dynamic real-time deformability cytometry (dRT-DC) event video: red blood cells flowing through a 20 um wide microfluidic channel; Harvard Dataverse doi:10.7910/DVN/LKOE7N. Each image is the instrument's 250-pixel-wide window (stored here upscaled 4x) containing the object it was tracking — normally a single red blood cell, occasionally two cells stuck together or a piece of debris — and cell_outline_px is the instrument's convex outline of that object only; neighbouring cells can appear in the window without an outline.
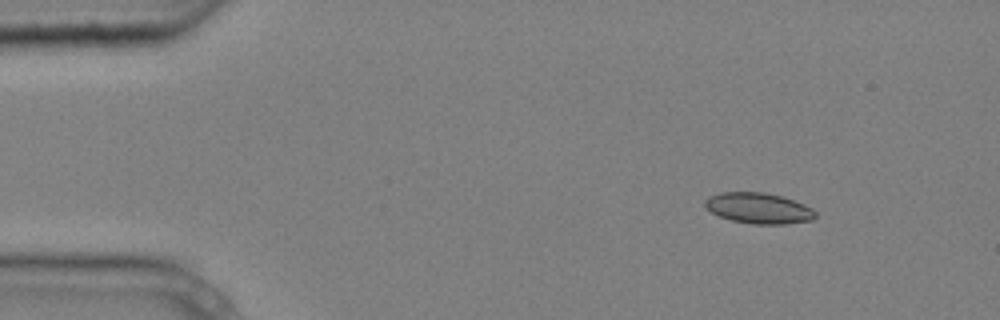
{"species": "common noctule bat (a hibernating species)", "species_latin": "Nyctalus noctula", "temperature_condition": "cold", "stored_images_in_passage": 5, "camera_frame_rate_fps": 3000, "um_per_image_px": 0.085, "animal": {"sex": "male", "body_mass_g": 20.4}, "frame": {"image": 1, "passage_image": 2, "time_ms": 0.333, "image_size_px": [1000, 320], "cell_outline_px": [[816, 216], [812, 220], [784, 224], [752, 224], [732, 220], [720, 216], [712, 212], [704, 204], [704, 200], [720, 192], [764, 192], [784, 196], [804, 204], [812, 208], [816, 212]], "centroid_in_image_um": [64.52, 17.69], "position_along_channel_um": 20.5, "area_um2": 19.77}}
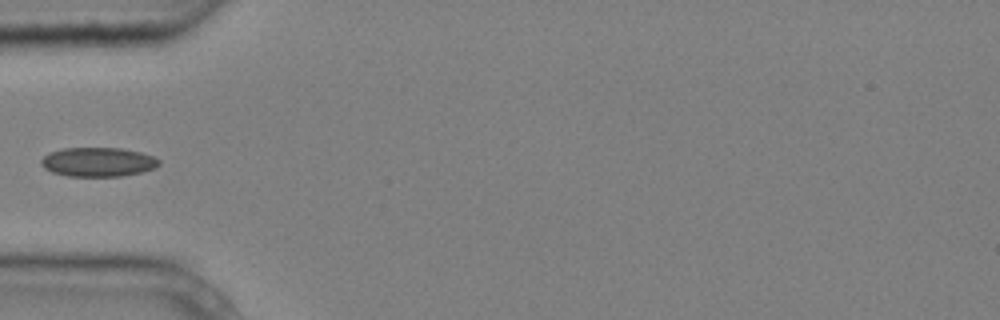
{"frame": {"image": 2, "passage_image": 5, "time_ms": 1.333, "image_size_px": [1000, 320], "cell_outline_px": [[160, 164], [156, 168], [140, 172], [120, 176], [68, 176], [52, 172], [44, 168], [40, 164], [40, 160], [44, 156], [52, 152], [64, 148], [120, 148], [140, 152], [152, 156], [160, 160]], "centroid_in_image_um": [8.33, 13.77], "position_along_channel_um": 76.7, "area_um2": 19.94}}